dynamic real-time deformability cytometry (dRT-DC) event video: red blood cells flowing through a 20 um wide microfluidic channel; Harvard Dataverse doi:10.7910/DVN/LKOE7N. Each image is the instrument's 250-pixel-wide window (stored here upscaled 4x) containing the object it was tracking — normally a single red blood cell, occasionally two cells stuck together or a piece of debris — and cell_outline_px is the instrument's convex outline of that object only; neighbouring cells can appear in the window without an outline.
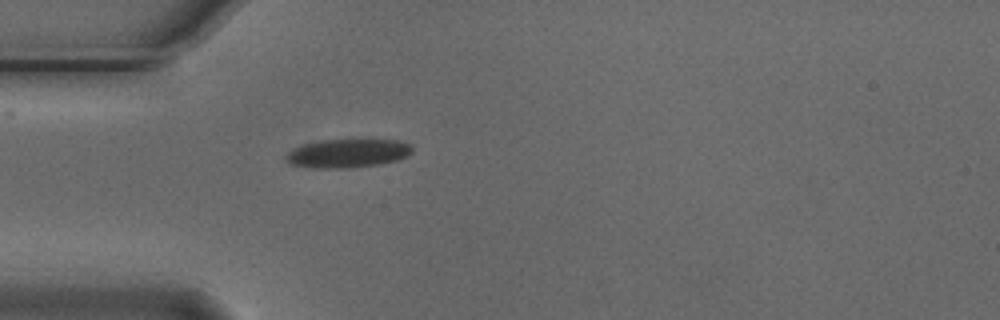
{"species": "Egyptian fruit bat (a non-hibernating species)", "species_latin": "Rousettus aegyptiacus", "temperature_condition": "cold", "stored_images_in_passage": 18, "camera_frame_rate_fps": 3000, "um_per_image_px": 0.085, "animal": {"sex": "male"}, "frame": {"image": 1, "passage_image": 1, "time_ms": 0.0, "image_size_px": [1000, 320], "cell_outline_px": [[412, 152], [408, 156], [396, 160], [380, 164], [348, 168], [312, 168], [292, 164], [284, 156], [292, 148], [300, 144], [320, 140], [368, 136], [396, 140], [408, 144], [412, 148]], "centroid_in_image_um": [29.57, 12.97], "position_along_channel_um": 55.4, "area_um2": 22.14}}
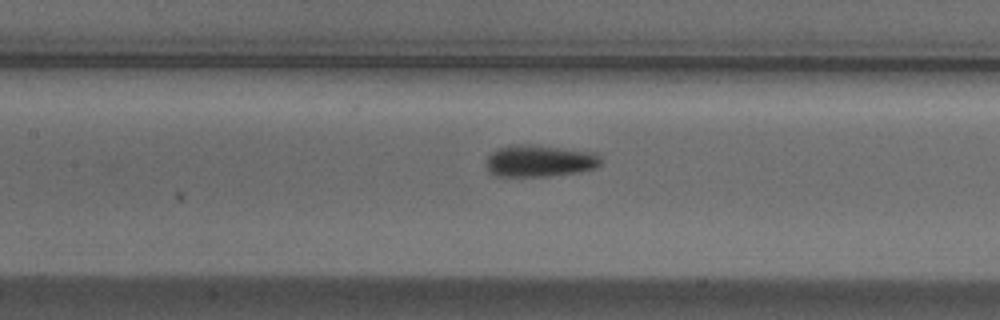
{"frame": {"image": 2, "passage_image": 10, "time_ms": 3.0, "image_size_px": [1000, 320], "cell_outline_px": [[600, 164], [596, 168], [580, 172], [552, 176], [492, 176], [488, 172], [488, 156], [496, 148], [516, 144], [520, 144], [596, 152], [600, 156]], "centroid_in_image_um": [45.87, 13.69], "position_along_channel_um": 161.5, "area_um2": 21.21}}
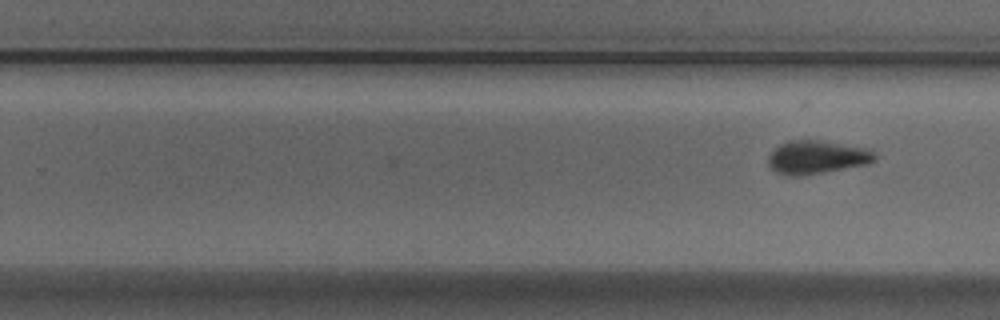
{"frame": {"image": 3, "passage_image": 18, "time_ms": 5.667, "image_size_px": [1000, 320], "cell_outline_px": [[876, 160], [868, 164], [824, 172], [800, 176], [788, 176], [776, 172], [768, 164], [768, 156], [780, 144], [788, 140], [820, 140], [868, 148], [876, 156]], "centroid_in_image_um": [69.43, 13.36], "position_along_channel_um": 260.4, "area_um2": 20.69}}